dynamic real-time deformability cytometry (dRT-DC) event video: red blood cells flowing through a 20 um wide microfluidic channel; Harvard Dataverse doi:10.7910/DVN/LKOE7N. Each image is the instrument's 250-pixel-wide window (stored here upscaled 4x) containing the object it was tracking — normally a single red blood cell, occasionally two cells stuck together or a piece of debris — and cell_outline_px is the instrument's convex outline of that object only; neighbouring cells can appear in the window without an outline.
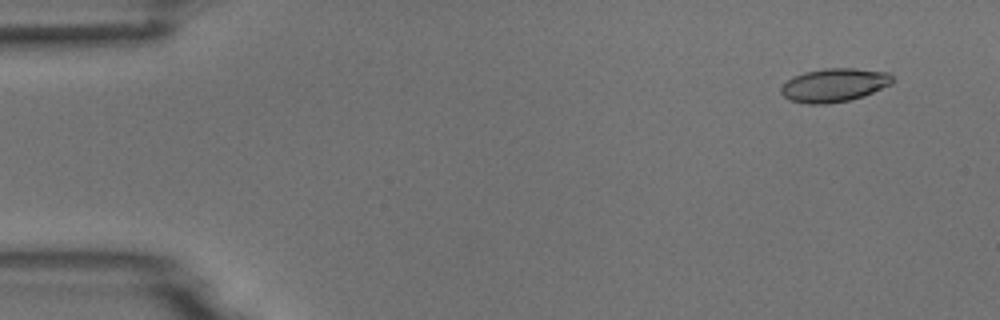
{"species": "common noctule bat (a hibernating species)", "species_latin": "Nyctalus noctula", "temperature_condition": "room temperature", "stored_images_in_passage": 8, "camera_frame_rate_fps": 3000, "um_per_image_px": 0.085, "animal": {"sex": "male", "body_mass_g": 18.8}, "frame": {"image": 1, "passage_image": 1, "time_ms": 0.0, "image_size_px": [1000, 320], "cell_outline_px": [[892, 84], [864, 96], [848, 100], [828, 104], [808, 104], [788, 100], [780, 92], [780, 88], [792, 76], [804, 72], [824, 68], [856, 68], [888, 72], [892, 76]], "centroid_in_image_um": [70.89, 7.23], "position_along_channel_um": 14.1, "area_um2": 21.91}}
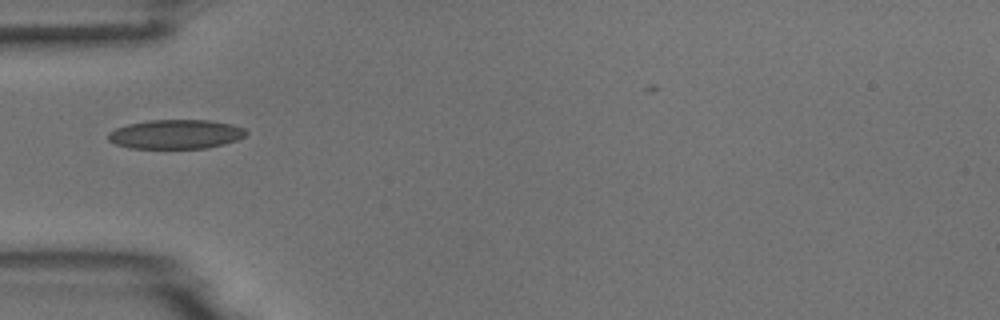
{"frame": {"image": 2, "passage_image": 4, "time_ms": 4.333, "image_size_px": [1000, 320], "cell_outline_px": [[248, 132], [244, 136], [236, 140], [224, 144], [208, 148], [128, 148], [116, 144], [108, 140], [108, 132], [116, 128], [128, 124], [148, 120], [212, 120], [232, 124], [244, 128]], "centroid_in_image_um": [14.94, 11.4], "position_along_channel_um": 70.1, "area_um2": 23.58}}